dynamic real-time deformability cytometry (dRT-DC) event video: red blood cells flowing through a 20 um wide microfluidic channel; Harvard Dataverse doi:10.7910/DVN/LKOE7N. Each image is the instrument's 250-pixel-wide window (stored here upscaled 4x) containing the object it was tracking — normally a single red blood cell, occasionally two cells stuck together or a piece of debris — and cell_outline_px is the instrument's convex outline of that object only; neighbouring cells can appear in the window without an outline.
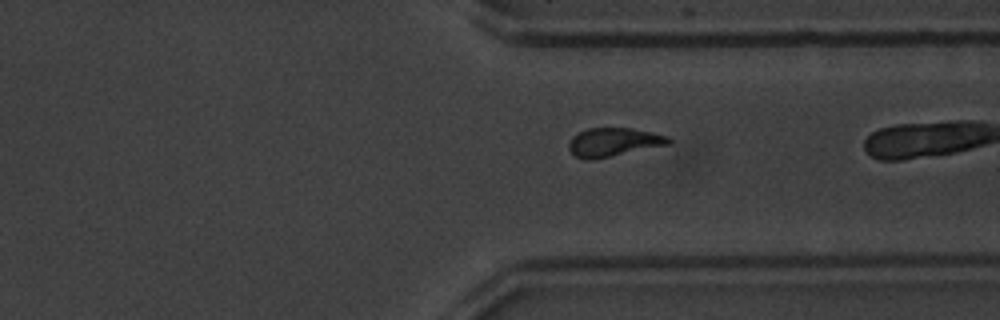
{"species": "common noctule bat (a hibernating species)", "species_latin": "Nyctalus noctula", "temperature_condition": "warm", "stored_images_in_passage": 39, "camera_frame_rate_fps": 3000, "um_per_image_px": 0.085, "animal": {"sex": "male", "body_mass_g": 20.1, "forearm_length_mm": 53.5}, "frame": {"image": 1, "passage_image": 38, "time_ms": 12.333, "image_size_px": [1000, 320], "cell_outline_px": [[672, 144], [592, 160], [584, 160], [576, 156], [568, 148], [568, 144], [572, 136], [588, 128], [632, 128], [652, 132], [668, 136], [672, 140]], "centroid_in_image_um": [52.18, 12.09], "position_along_channel_um": 359.2, "area_um2": 16.76}}